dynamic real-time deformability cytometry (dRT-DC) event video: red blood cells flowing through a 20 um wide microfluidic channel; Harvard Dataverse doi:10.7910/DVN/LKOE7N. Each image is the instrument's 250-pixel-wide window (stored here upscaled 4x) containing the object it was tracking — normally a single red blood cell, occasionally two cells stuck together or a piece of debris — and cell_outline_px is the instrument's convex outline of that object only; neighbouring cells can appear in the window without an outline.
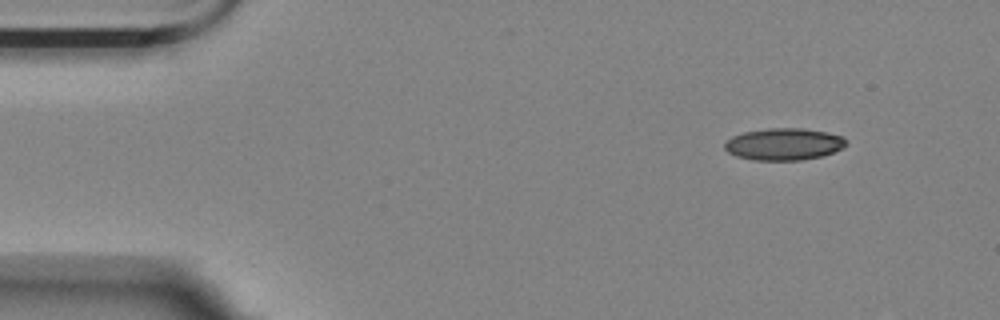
{"species": "Egyptian fruit bat (a non-hibernating species)", "species_latin": "Rousettus aegyptiacus", "temperature_condition": "room temperature", "stored_images_in_passage": 5, "camera_frame_rate_fps": 3000, "um_per_image_px": 0.085, "animal": {"sex": "female"}, "frame": {"image": 1, "passage_image": 1, "time_ms": 0.0, "image_size_px": [1000, 320], "cell_outline_px": [[848, 144], [832, 152], [820, 156], [800, 160], [752, 160], [736, 156], [728, 152], [724, 148], [724, 144], [732, 136], [744, 132], [768, 128], [804, 128], [828, 132], [844, 136]], "centroid_in_image_um": [66.63, 12.24], "position_along_channel_um": 18.4, "area_um2": 22.66}}
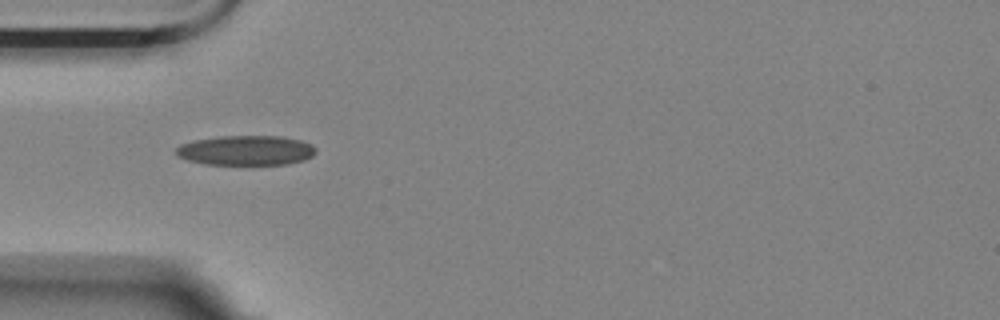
{"frame": {"image": 2, "passage_image": 4, "time_ms": 1.0, "image_size_px": [1000, 320], "cell_outline_px": [[316, 152], [312, 156], [304, 160], [288, 164], [204, 164], [188, 160], [176, 156], [176, 148], [180, 144], [192, 140], [220, 136], [280, 136], [300, 140], [312, 144], [316, 148]], "centroid_in_image_um": [20.9, 12.78], "position_along_channel_um": 64.1, "area_um2": 24.39}}
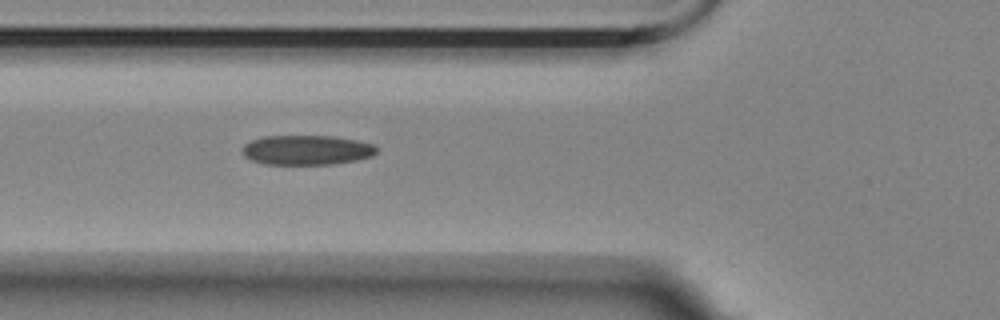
{"frame": {"image": 3, "passage_image": 5, "time_ms": 1.333, "image_size_px": [1000, 320], "cell_outline_px": [[376, 152], [372, 156], [356, 160], [332, 164], [264, 164], [252, 160], [244, 156], [240, 152], [240, 148], [244, 144], [252, 140], [264, 136], [332, 136], [356, 140], [372, 144], [376, 148]], "centroid_in_image_um": [26.01, 12.75], "position_along_channel_um": 99.8, "area_um2": 23.24}}